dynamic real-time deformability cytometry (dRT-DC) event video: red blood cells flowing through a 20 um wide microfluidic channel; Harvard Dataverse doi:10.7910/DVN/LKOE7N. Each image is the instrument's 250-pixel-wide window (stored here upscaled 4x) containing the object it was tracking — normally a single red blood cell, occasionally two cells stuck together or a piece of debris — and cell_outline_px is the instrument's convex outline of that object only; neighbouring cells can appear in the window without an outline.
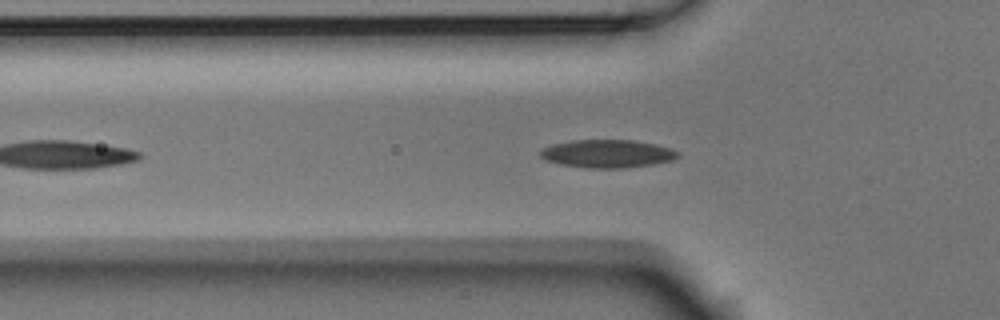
{"species": "Egyptian fruit bat (a non-hibernating species)", "species_latin": "Rousettus aegyptiacus", "temperature_condition": "room temperature", "stored_images_in_passage": 23, "camera_frame_rate_fps": 3000, "um_per_image_px": 0.085, "animal": {"sex": "male"}, "frame": {"image": 1, "passage_image": 2, "time_ms": 0.333, "image_size_px": [1000, 320], "cell_outline_px": [[680, 156], [672, 160], [652, 164], [624, 168], [584, 168], [560, 164], [544, 160], [540, 156], [540, 152], [544, 148], [552, 144], [572, 140], [636, 140], [656, 144], [672, 148], [680, 152]], "centroid_in_image_um": [51.65, 13.06], "position_along_channel_um": 74.2, "area_um2": 22.66}}
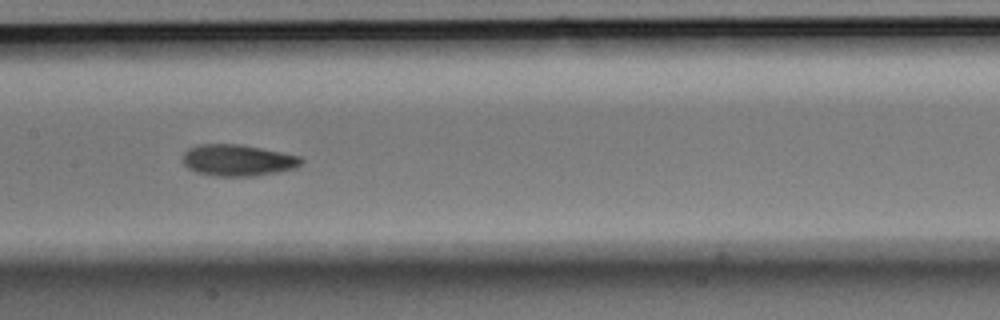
{"frame": {"image": 2, "passage_image": 11, "time_ms": 3.333, "image_size_px": [1000, 320], "cell_outline_px": [[304, 160], [296, 168], [276, 172], [252, 176], [216, 176], [196, 172], [188, 168], [184, 164], [184, 152], [188, 148], [200, 144], [240, 144], [300, 156]], "centroid_in_image_um": [20.2, 13.62], "position_along_channel_um": 187.2, "area_um2": 21.56}}
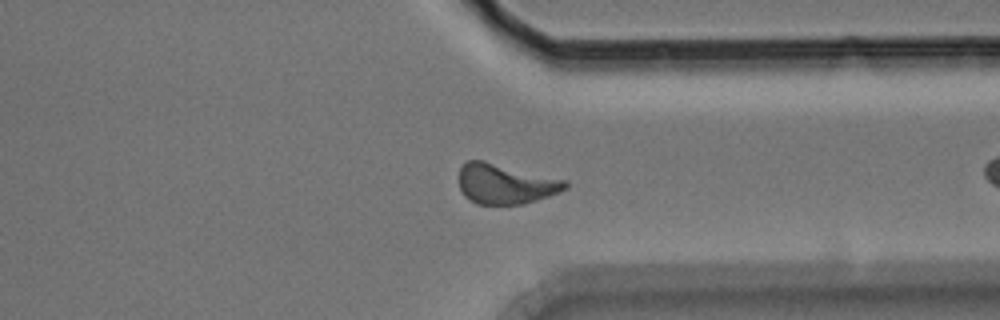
{"frame": {"image": 3, "passage_image": 22, "time_ms": 7.0, "image_size_px": [1000, 320], "cell_outline_px": [[568, 188], [548, 196], [524, 204], [476, 204], [468, 200], [464, 196], [460, 188], [460, 168], [468, 160], [484, 160], [568, 180]], "centroid_in_image_um": [42.97, 15.63], "position_along_channel_um": 368.4, "area_um2": 24.97}}